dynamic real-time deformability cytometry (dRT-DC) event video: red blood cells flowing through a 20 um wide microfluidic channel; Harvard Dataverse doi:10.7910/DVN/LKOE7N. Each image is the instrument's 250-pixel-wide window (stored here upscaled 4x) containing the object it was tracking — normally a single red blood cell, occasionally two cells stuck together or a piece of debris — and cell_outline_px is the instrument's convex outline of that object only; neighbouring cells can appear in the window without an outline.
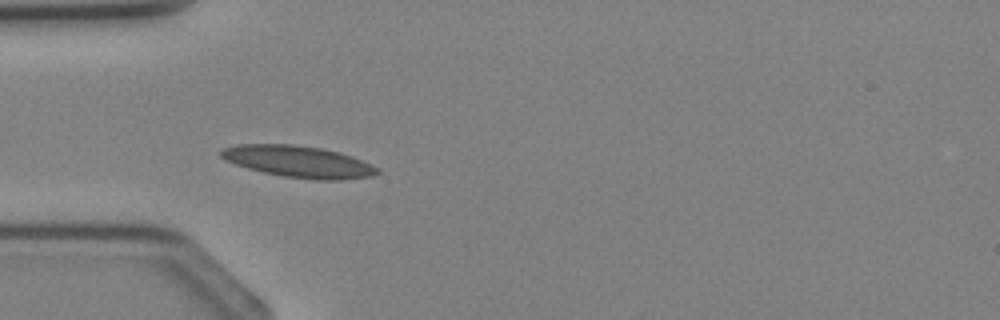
{"species": "Egyptian fruit bat (a non-hibernating species)", "species_latin": "Rousettus aegyptiacus", "temperature_condition": "cold", "stored_images_in_passage": 3, "camera_frame_rate_fps": 3000, "um_per_image_px": 0.085, "animal": {"sex": "female"}, "frame": {"image": 1, "passage_image": 3, "time_ms": 2.333, "image_size_px": [1000, 320], "cell_outline_px": [[380, 172], [372, 176], [340, 180], [316, 180], [284, 176], [264, 172], [248, 168], [224, 160], [220, 156], [220, 148], [236, 144], [292, 144], [320, 148], [340, 152], [352, 156], [380, 168]], "centroid_in_image_um": [25.36, 13.73], "position_along_channel_um": 59.6, "area_um2": 28.9}}